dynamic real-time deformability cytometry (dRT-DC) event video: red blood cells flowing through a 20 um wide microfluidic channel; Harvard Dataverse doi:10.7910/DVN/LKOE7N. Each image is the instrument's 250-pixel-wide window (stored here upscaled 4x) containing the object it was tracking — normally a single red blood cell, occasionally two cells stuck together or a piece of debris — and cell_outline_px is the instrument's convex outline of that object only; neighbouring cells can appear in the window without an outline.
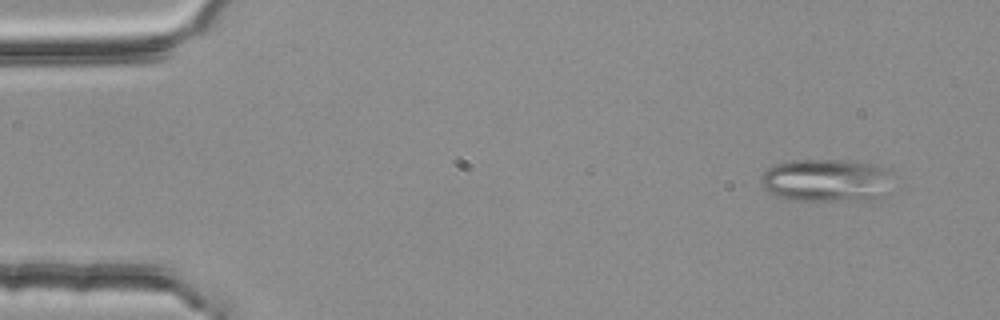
{"species": "common noctule bat (a hibernating species)", "species_latin": "Nyctalus noctula", "temperature_condition": "room temperature", "stored_images_in_passage": 54, "segment_of_instrument_passage": [1, 2], "camera_frame_rate_fps": 3000, "um_per_image_px": 0.085, "animal": {"sex": "female", "body_mass_g": 25.1}, "frame": {"image": 1, "passage_image": 4, "time_ms": 1.0, "image_size_px": [1000, 320], "cell_outline_px": [[892, 172], [884, 196], [880, 204], [788, 200], [776, 196], [768, 192], [764, 188], [760, 180], [764, 172], [768, 168], [776, 164], [792, 160], [844, 160], [876, 164], [892, 168]], "centroid_in_image_um": [70.37, 15.4], "position_along_channel_um": 14.6, "area_um2": 34.8}}